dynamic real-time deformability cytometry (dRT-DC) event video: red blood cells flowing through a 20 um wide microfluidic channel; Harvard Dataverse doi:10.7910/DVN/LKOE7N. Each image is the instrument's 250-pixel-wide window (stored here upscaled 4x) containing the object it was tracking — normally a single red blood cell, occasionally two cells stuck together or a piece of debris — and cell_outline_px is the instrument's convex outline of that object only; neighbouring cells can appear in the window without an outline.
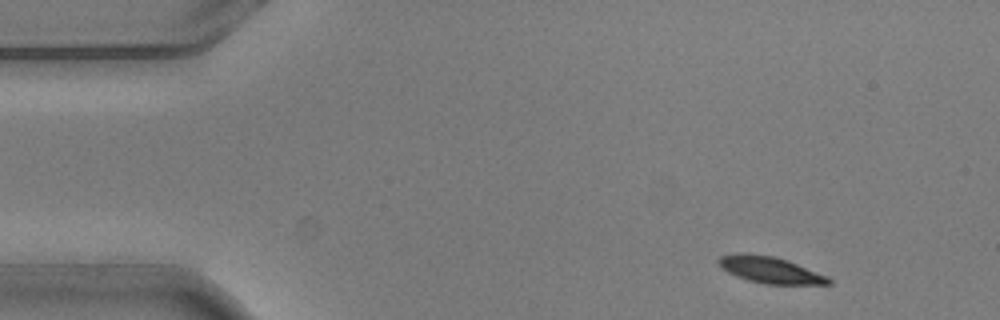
{"species": "common noctule bat (a hibernating species)", "species_latin": "Nyctalus noctula", "temperature_condition": "warm", "stored_images_in_passage": 3, "camera_frame_rate_fps": 3000, "um_per_image_px": 0.085, "animal": {"sex": "male", "body_mass_g": 20.5, "forearm_length_mm": 52.5}, "frame": {"image": 1, "passage_image": 1, "time_ms": 0.0, "image_size_px": [1000, 320], "cell_outline_px": [[832, 284], [764, 284], [748, 280], [736, 276], [720, 268], [716, 264], [716, 260], [720, 256], [740, 252], [744, 252], [772, 256], [788, 260], [828, 276], [832, 280]], "centroid_in_image_um": [65.42, 22.93], "position_along_channel_um": 19.6, "area_um2": 17.22}}
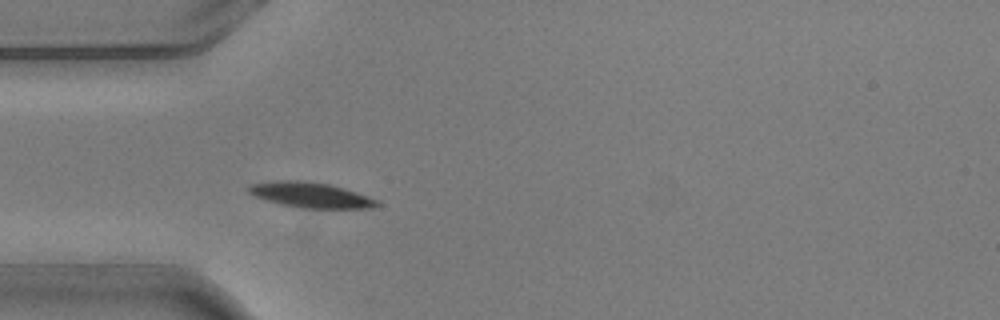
{"frame": {"image": 2, "passage_image": 3, "time_ms": 0.667, "image_size_px": [1000, 320], "cell_outline_px": [[380, 204], [372, 208], [300, 208], [280, 204], [256, 196], [248, 192], [248, 188], [252, 184], [276, 180], [300, 180], [328, 184], [344, 188], [368, 196], [376, 200]], "centroid_in_image_um": [26.41, 16.57], "position_along_channel_um": 58.6, "area_um2": 18.73}}